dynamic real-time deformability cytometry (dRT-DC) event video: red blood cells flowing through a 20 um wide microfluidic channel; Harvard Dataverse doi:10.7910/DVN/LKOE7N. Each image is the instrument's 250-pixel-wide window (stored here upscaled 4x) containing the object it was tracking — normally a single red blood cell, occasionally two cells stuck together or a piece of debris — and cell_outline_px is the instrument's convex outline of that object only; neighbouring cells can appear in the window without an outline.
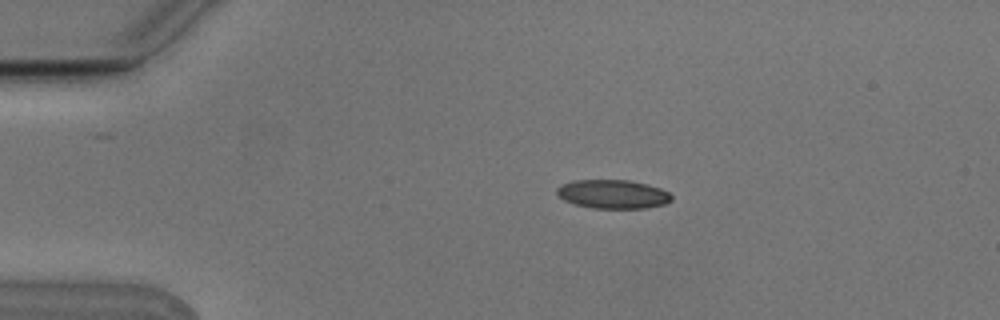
{"species": "Egyptian fruit bat (a non-hibernating species)", "species_latin": "Rousettus aegyptiacus", "temperature_condition": "cold", "stored_images_in_passage": 7, "camera_frame_rate_fps": 3000, "um_per_image_px": 0.085, "animal": {"sex": "male"}, "frame": {"image": 1, "passage_image": 3, "time_ms": 0.667, "image_size_px": [1000, 320], "cell_outline_px": [[672, 200], [664, 204], [644, 208], [592, 208], [576, 204], [564, 200], [556, 192], [556, 188], [572, 180], [628, 180], [648, 184], [660, 188], [668, 192], [672, 196]], "centroid_in_image_um": [52.1, 16.49], "position_along_channel_um": 32.9, "area_um2": 19.13}}
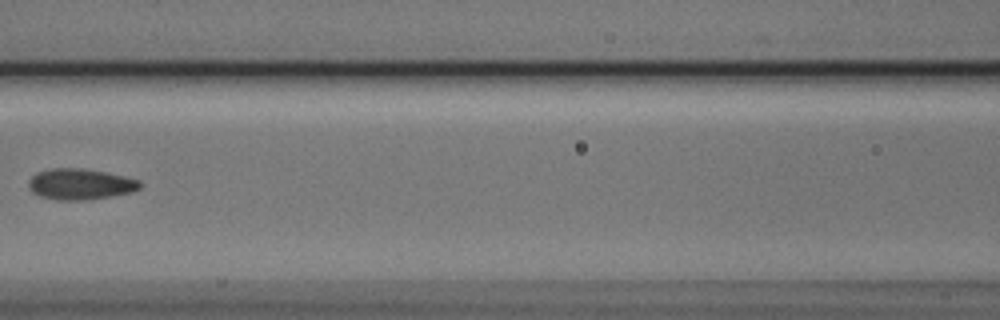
{"frame": {"image": 2, "passage_image": 7, "time_ms": 2.0, "image_size_px": [1000, 320], "cell_outline_px": [[140, 188], [132, 192], [84, 200], [56, 200], [40, 196], [32, 192], [28, 188], [28, 180], [36, 172], [52, 168], [80, 168], [104, 172], [124, 176], [140, 180]], "centroid_in_image_um": [6.77, 15.65], "position_along_channel_um": 159.8, "area_um2": 20.0}}